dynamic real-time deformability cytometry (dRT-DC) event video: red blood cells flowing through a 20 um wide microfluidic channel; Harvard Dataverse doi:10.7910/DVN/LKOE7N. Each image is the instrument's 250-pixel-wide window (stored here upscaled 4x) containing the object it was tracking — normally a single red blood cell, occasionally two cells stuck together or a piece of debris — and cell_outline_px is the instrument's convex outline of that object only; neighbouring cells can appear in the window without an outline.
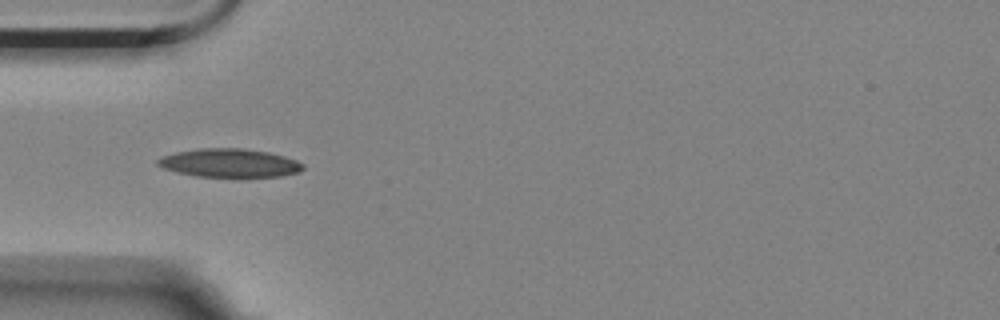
{"species": "Egyptian fruit bat (a non-hibernating species)", "species_latin": "Rousettus aegyptiacus", "temperature_condition": "room temperature", "stored_images_in_passage": 40, "camera_frame_rate_fps": 3000, "um_per_image_px": 0.085, "animal": {"sex": "female"}, "frame": {"image": 1, "passage_image": 1, "time_ms": 0.0, "image_size_px": [1000, 320], "cell_outline_px": [[304, 168], [300, 172], [280, 176], [244, 180], [232, 180], [196, 176], [176, 172], [164, 168], [156, 164], [156, 160], [160, 156], [176, 152], [200, 148], [244, 148], [268, 152], [284, 156], [296, 160], [304, 164]], "centroid_in_image_um": [19.53, 13.91], "position_along_channel_um": 65.5, "area_um2": 25.43}}
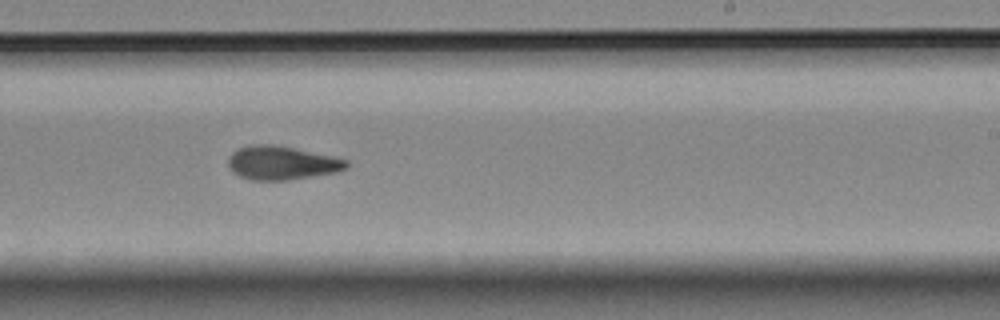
{"frame": {"image": 2, "passage_image": 18, "time_ms": 5.667, "image_size_px": [1000, 320], "cell_outline_px": [[348, 168], [336, 172], [288, 180], [252, 180], [240, 176], [232, 172], [228, 168], [228, 156], [232, 152], [248, 144], [276, 144], [332, 156], [348, 160]], "centroid_in_image_um": [23.92, 13.84], "position_along_channel_um": 265.1, "area_um2": 23.35}}
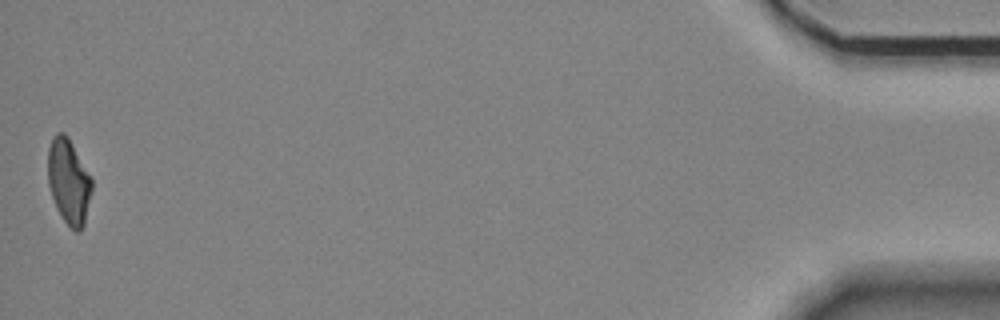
{"frame": {"image": 3, "passage_image": 40, "time_ms": 13.0, "image_size_px": [1000, 320], "cell_outline_px": [[92, 192], [84, 224], [80, 232], [76, 232], [64, 220], [56, 208], [48, 184], [48, 148], [52, 136], [56, 132], [64, 132], [68, 136], [92, 176]], "centroid_in_image_um": [5.85, 15.38], "position_along_channel_um": 429.3, "area_um2": 22.08}, "authors_computed_cell_mechanics": {"area_um2": 22.7154, "velocity_mm_per_s": 3.511, "shape_relaxation_time_tau1_ms": 8.7402, "shape_relaxation_time_tau2_ms": 4.121, "deformation_change_tau1": 0.2036, "deformation_change_tau2": 0.1146}}